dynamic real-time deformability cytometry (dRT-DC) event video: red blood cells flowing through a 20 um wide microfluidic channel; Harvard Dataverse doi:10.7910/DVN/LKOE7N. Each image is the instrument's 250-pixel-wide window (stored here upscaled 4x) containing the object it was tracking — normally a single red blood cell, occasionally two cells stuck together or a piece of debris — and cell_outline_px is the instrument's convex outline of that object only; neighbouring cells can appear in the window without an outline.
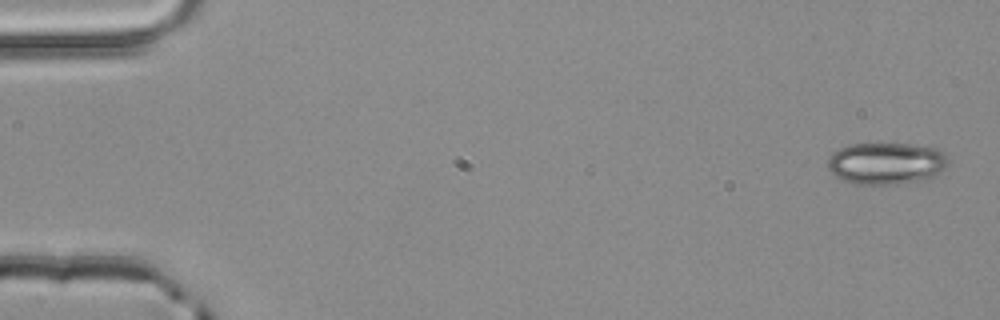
{"species": "common noctule bat (a hibernating species)", "species_latin": "Nyctalus noctula", "temperature_condition": "room temperature", "stored_images_in_passage": 3, "camera_frame_rate_fps": 3000, "um_per_image_px": 0.085, "animal": {"sex": "male", "body_mass_g": 20.4}, "frame": {"image": 1, "passage_image": 1, "time_ms": 0.0, "image_size_px": [1000, 320], "cell_outline_px": [[948, 164], [940, 172], [928, 180], [896, 184], [856, 184], [840, 180], [828, 168], [828, 156], [832, 152], [848, 144], [912, 144], [936, 148], [948, 156]], "centroid_in_image_um": [75.33, 13.89], "position_along_channel_um": 9.7, "area_um2": 29.71}}